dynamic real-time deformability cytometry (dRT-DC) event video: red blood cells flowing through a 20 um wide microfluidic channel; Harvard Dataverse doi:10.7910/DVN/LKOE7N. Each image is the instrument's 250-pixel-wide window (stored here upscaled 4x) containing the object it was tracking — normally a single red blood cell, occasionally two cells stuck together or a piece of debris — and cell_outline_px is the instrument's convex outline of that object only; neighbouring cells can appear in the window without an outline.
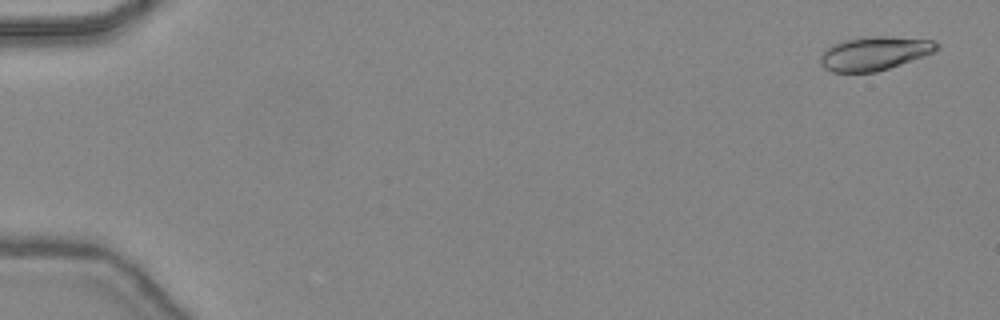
{"species": "common noctule bat (a hibernating species)", "species_latin": "Nyctalus noctula", "temperature_condition": "warm", "stored_images_in_passage": 47, "camera_frame_rate_fps": 3000, "um_per_image_px": 0.085, "animal": {"sex": "female", "body_mass_g": 24.6, "forearm_length_mm": 56.2}, "frame": {"image": 1, "passage_image": 2, "time_ms": 0.333, "image_size_px": [1000, 320], "cell_outline_px": [[940, 48], [924, 56], [876, 72], [832, 72], [824, 68], [820, 64], [820, 56], [824, 48], [840, 40], [872, 36], [884, 36], [932, 40], [940, 44]], "centroid_in_image_um": [74.28, 4.53], "position_along_channel_um": 10.7, "area_um2": 22.95}}
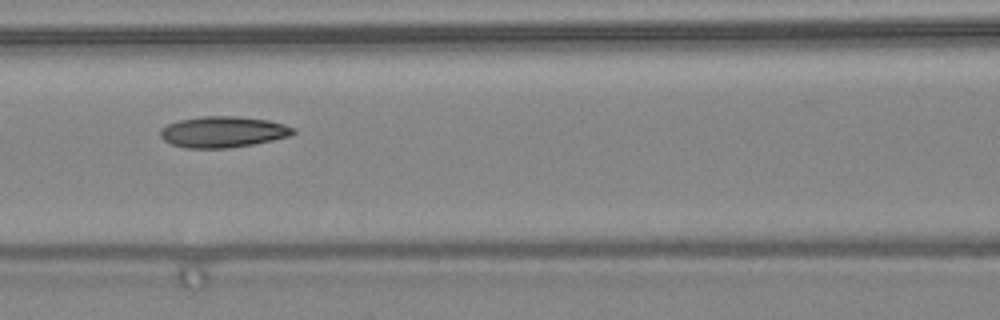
{"frame": {"image": 2, "passage_image": 22, "time_ms": 7.0, "image_size_px": [1000, 320], "cell_outline_px": [[296, 132], [292, 136], [252, 144], [228, 148], [184, 148], [172, 144], [164, 140], [160, 136], [160, 128], [168, 124], [180, 120], [204, 116], [240, 116], [268, 120], [284, 124], [296, 128]], "centroid_in_image_um": [18.98, 11.21], "position_along_channel_um": 147.6, "area_um2": 24.16}}
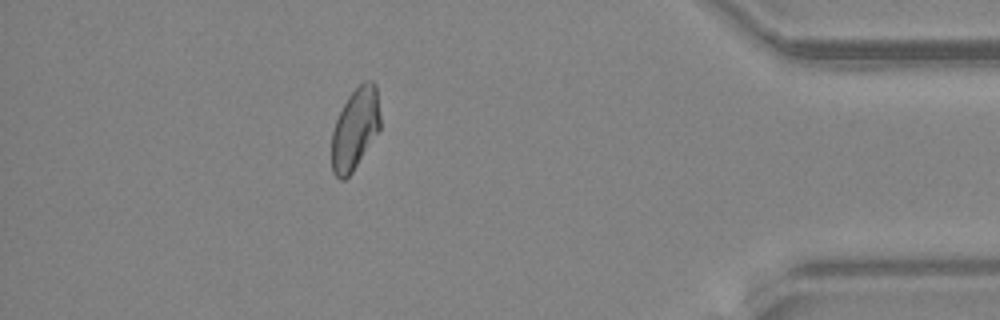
{"frame": {"image": 3, "passage_image": 42, "time_ms": 13.667, "image_size_px": [1000, 320], "cell_outline_px": [[380, 128], [352, 172], [344, 180], [340, 180], [332, 172], [332, 132], [336, 120], [348, 96], [364, 80], [372, 80], [376, 84], [380, 116]], "centroid_in_image_um": [30.18, 10.93], "position_along_channel_um": 405.0, "area_um2": 22.83}, "authors_computed_cell_mechanics": {"area_um2": 23.409, "velocity_mm_per_s": 4.4597, "shape_relaxation_time_tau1_ms": 9.9386, "shape_relaxation_time_tau2_ms": 2.8121, "deformation_change_tau1": 0.2229, "deformation_change_tau2": 0.0835}}